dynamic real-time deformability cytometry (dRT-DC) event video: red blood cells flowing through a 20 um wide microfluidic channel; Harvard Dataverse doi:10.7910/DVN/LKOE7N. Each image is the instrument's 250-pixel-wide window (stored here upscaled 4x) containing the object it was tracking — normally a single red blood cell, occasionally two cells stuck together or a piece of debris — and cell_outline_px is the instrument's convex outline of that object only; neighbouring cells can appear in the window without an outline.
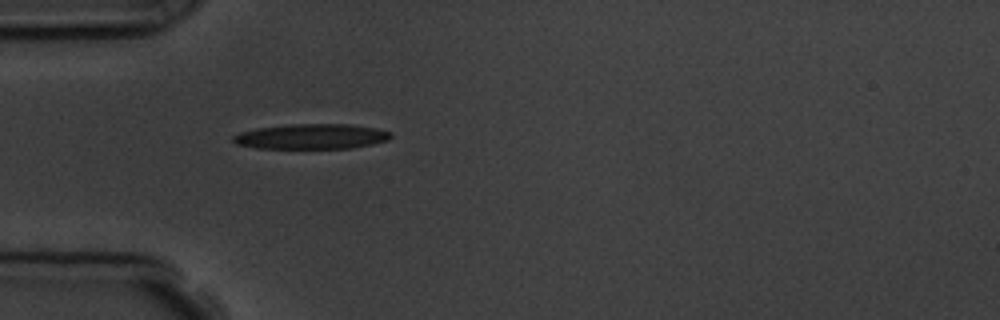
{"species": "common noctule bat (a hibernating species)", "species_latin": "Nyctalus noctula", "temperature_condition": "room temperature", "stored_images_in_passage": 4, "camera_frame_rate_fps": 3000, "um_per_image_px": 0.085, "animal": {"sex": "male", "body_mass_g": 19.5, "forearm_length_mm": 54.6}, "frame": {"image": 1, "passage_image": 4, "time_ms": 3.667, "image_size_px": [1000, 320], "cell_outline_px": [[392, 136], [388, 140], [372, 144], [352, 148], [256, 148], [236, 144], [232, 140], [232, 136], [240, 132], [256, 128], [292, 124], [352, 124], [376, 128], [392, 132]], "centroid_in_image_um": [26.48, 11.6], "position_along_channel_um": 58.5, "area_um2": 23.18}}